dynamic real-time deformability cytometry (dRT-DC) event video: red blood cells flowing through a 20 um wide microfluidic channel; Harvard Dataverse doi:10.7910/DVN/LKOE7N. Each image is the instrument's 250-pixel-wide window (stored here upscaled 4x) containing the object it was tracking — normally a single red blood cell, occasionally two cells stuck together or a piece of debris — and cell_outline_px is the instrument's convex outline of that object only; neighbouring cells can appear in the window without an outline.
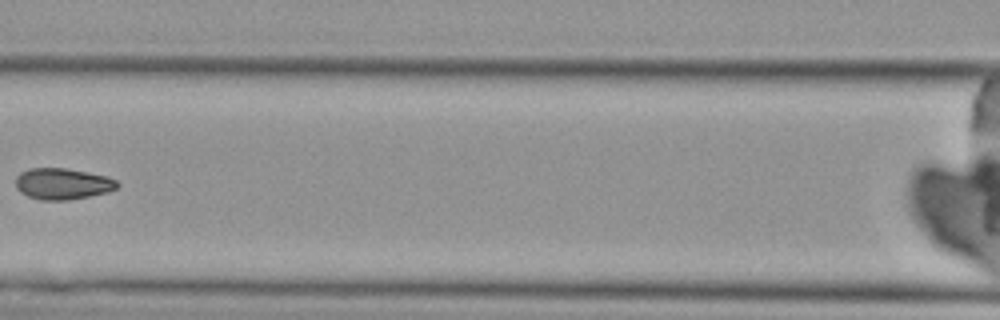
{"species": "Egyptian fruit bat (a non-hibernating species)", "species_latin": "Rousettus aegyptiacus", "temperature_condition": "cold", "stored_images_in_passage": 7, "camera_frame_rate_fps": 3000, "um_per_image_px": 0.085, "animal": {"sex": "female"}, "frame": {"image": 1, "passage_image": 7, "time_ms": 8.0, "image_size_px": [1000, 320], "cell_outline_px": [[120, 184], [116, 188], [108, 192], [68, 200], [40, 200], [28, 196], [20, 192], [16, 188], [16, 176], [20, 172], [28, 168], [64, 168], [108, 176], [116, 180]], "centroid_in_image_um": [5.3, 15.62], "position_along_channel_um": 161.3, "area_um2": 18.55}}